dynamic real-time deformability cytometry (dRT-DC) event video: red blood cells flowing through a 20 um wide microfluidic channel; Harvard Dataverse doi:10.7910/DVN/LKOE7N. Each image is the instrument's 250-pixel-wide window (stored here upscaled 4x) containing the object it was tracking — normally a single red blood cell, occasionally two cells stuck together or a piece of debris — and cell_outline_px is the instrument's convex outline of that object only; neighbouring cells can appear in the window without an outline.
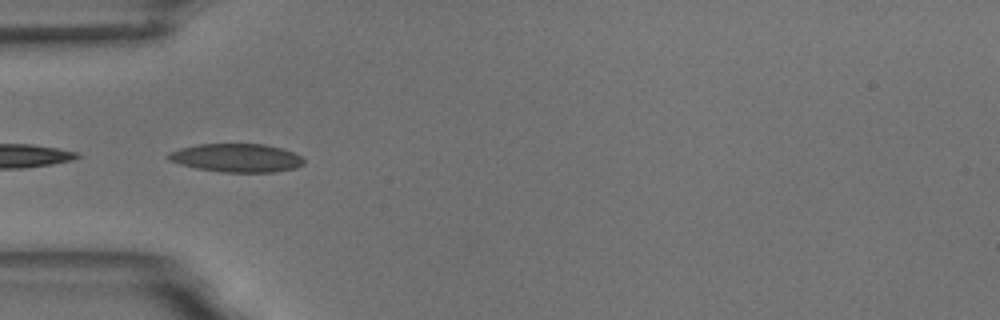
{"species": "common noctule bat (a hibernating species)", "species_latin": "Nyctalus noctula", "temperature_condition": "room temperature", "stored_images_in_passage": 6, "camera_frame_rate_fps": 3000, "um_per_image_px": 0.085, "animal": {"sex": "male", "body_mass_g": 18.8}, "frame": {"image": 1, "passage_image": 3, "time_ms": 0.667, "image_size_px": [1000, 320], "cell_outline_px": [[304, 164], [296, 168], [272, 172], [220, 172], [196, 168], [180, 164], [168, 160], [164, 156], [168, 152], [180, 148], [200, 144], [264, 144], [280, 148], [292, 152], [300, 156], [304, 160]], "centroid_in_image_um": [20.06, 13.42], "position_along_channel_um": 64.9, "area_um2": 22.48}}